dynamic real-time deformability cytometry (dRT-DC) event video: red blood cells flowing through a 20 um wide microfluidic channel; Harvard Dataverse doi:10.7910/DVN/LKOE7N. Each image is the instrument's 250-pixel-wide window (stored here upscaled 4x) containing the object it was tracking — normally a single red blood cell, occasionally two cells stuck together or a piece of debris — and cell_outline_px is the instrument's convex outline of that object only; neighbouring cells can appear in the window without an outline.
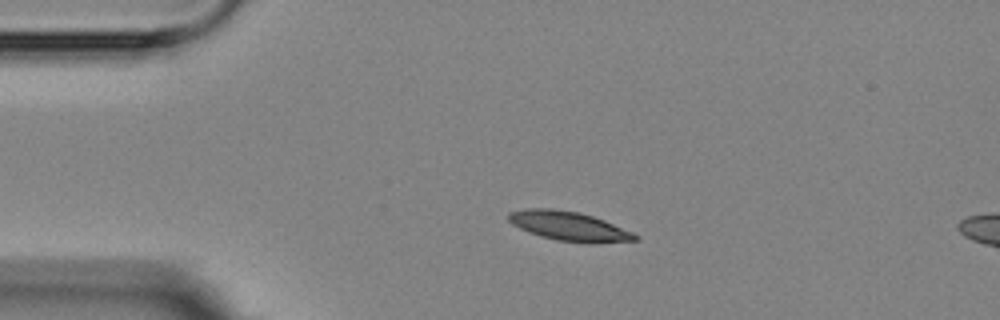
{"species": "Egyptian fruit bat (a non-hibernating species)", "species_latin": "Rousettus aegyptiacus", "temperature_condition": "room temperature", "stored_images_in_passage": 4, "camera_frame_rate_fps": 3000, "um_per_image_px": 0.085, "animal": {"sex": "female"}, "frame": {"image": 1, "passage_image": 3, "time_ms": 2.333, "image_size_px": [1000, 320], "cell_outline_px": [[640, 240], [556, 240], [540, 236], [528, 232], [512, 224], [508, 220], [508, 212], [524, 208], [552, 208], [580, 212], [604, 220], [632, 232], [640, 236]], "centroid_in_image_um": [48.24, 19.15], "position_along_channel_um": 36.8, "area_um2": 20.69}}